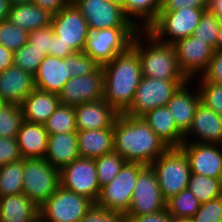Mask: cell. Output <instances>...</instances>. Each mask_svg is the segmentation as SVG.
Masks as SVG:
<instances>
[{"label": "cell", "instance_id": "cell-36", "mask_svg": "<svg viewBox=\"0 0 222 222\" xmlns=\"http://www.w3.org/2000/svg\"><path fill=\"white\" fill-rule=\"evenodd\" d=\"M46 55L30 43H26L14 52L13 64L18 68L35 75Z\"/></svg>", "mask_w": 222, "mask_h": 222}, {"label": "cell", "instance_id": "cell-25", "mask_svg": "<svg viewBox=\"0 0 222 222\" xmlns=\"http://www.w3.org/2000/svg\"><path fill=\"white\" fill-rule=\"evenodd\" d=\"M79 157L77 132L49 135L45 160L53 167L61 170Z\"/></svg>", "mask_w": 222, "mask_h": 222}, {"label": "cell", "instance_id": "cell-1", "mask_svg": "<svg viewBox=\"0 0 222 222\" xmlns=\"http://www.w3.org/2000/svg\"><path fill=\"white\" fill-rule=\"evenodd\" d=\"M113 131L114 151L126 162L151 165L170 148L142 117L118 114L113 124Z\"/></svg>", "mask_w": 222, "mask_h": 222}, {"label": "cell", "instance_id": "cell-18", "mask_svg": "<svg viewBox=\"0 0 222 222\" xmlns=\"http://www.w3.org/2000/svg\"><path fill=\"white\" fill-rule=\"evenodd\" d=\"M71 78L70 55L64 59L46 55L34 75V82L36 89L58 95Z\"/></svg>", "mask_w": 222, "mask_h": 222}, {"label": "cell", "instance_id": "cell-3", "mask_svg": "<svg viewBox=\"0 0 222 222\" xmlns=\"http://www.w3.org/2000/svg\"><path fill=\"white\" fill-rule=\"evenodd\" d=\"M141 35L146 37L145 46L143 40L141 41L143 39ZM131 47L138 53L142 76L154 79L188 80L179 67L173 45L159 41L148 30H138Z\"/></svg>", "mask_w": 222, "mask_h": 222}, {"label": "cell", "instance_id": "cell-6", "mask_svg": "<svg viewBox=\"0 0 222 222\" xmlns=\"http://www.w3.org/2000/svg\"><path fill=\"white\" fill-rule=\"evenodd\" d=\"M23 194L40 207L60 186V170L45 158H23Z\"/></svg>", "mask_w": 222, "mask_h": 222}, {"label": "cell", "instance_id": "cell-35", "mask_svg": "<svg viewBox=\"0 0 222 222\" xmlns=\"http://www.w3.org/2000/svg\"><path fill=\"white\" fill-rule=\"evenodd\" d=\"M126 160L113 151L95 159L100 188L109 184L120 172Z\"/></svg>", "mask_w": 222, "mask_h": 222}, {"label": "cell", "instance_id": "cell-12", "mask_svg": "<svg viewBox=\"0 0 222 222\" xmlns=\"http://www.w3.org/2000/svg\"><path fill=\"white\" fill-rule=\"evenodd\" d=\"M166 209L157 175L151 165H145L138 173L136 186L125 216H141Z\"/></svg>", "mask_w": 222, "mask_h": 222}, {"label": "cell", "instance_id": "cell-20", "mask_svg": "<svg viewBox=\"0 0 222 222\" xmlns=\"http://www.w3.org/2000/svg\"><path fill=\"white\" fill-rule=\"evenodd\" d=\"M74 109L77 130L110 128L119 114L105 99L79 104Z\"/></svg>", "mask_w": 222, "mask_h": 222}, {"label": "cell", "instance_id": "cell-8", "mask_svg": "<svg viewBox=\"0 0 222 222\" xmlns=\"http://www.w3.org/2000/svg\"><path fill=\"white\" fill-rule=\"evenodd\" d=\"M205 11L206 9L188 7L180 10L160 11L156 21L147 30L159 41L173 44L193 35Z\"/></svg>", "mask_w": 222, "mask_h": 222}, {"label": "cell", "instance_id": "cell-14", "mask_svg": "<svg viewBox=\"0 0 222 222\" xmlns=\"http://www.w3.org/2000/svg\"><path fill=\"white\" fill-rule=\"evenodd\" d=\"M91 30L113 27H135L121 7L108 0H72Z\"/></svg>", "mask_w": 222, "mask_h": 222}, {"label": "cell", "instance_id": "cell-52", "mask_svg": "<svg viewBox=\"0 0 222 222\" xmlns=\"http://www.w3.org/2000/svg\"><path fill=\"white\" fill-rule=\"evenodd\" d=\"M206 10L214 14L222 24V0H208Z\"/></svg>", "mask_w": 222, "mask_h": 222}, {"label": "cell", "instance_id": "cell-37", "mask_svg": "<svg viewBox=\"0 0 222 222\" xmlns=\"http://www.w3.org/2000/svg\"><path fill=\"white\" fill-rule=\"evenodd\" d=\"M23 119L20 104H9L0 111V137L16 138Z\"/></svg>", "mask_w": 222, "mask_h": 222}, {"label": "cell", "instance_id": "cell-4", "mask_svg": "<svg viewBox=\"0 0 222 222\" xmlns=\"http://www.w3.org/2000/svg\"><path fill=\"white\" fill-rule=\"evenodd\" d=\"M138 30L136 27L89 29L83 52L103 66L131 47Z\"/></svg>", "mask_w": 222, "mask_h": 222}, {"label": "cell", "instance_id": "cell-27", "mask_svg": "<svg viewBox=\"0 0 222 222\" xmlns=\"http://www.w3.org/2000/svg\"><path fill=\"white\" fill-rule=\"evenodd\" d=\"M113 125L105 129L78 130L80 157L96 159L114 151Z\"/></svg>", "mask_w": 222, "mask_h": 222}, {"label": "cell", "instance_id": "cell-32", "mask_svg": "<svg viewBox=\"0 0 222 222\" xmlns=\"http://www.w3.org/2000/svg\"><path fill=\"white\" fill-rule=\"evenodd\" d=\"M23 158L0 167V197L23 192Z\"/></svg>", "mask_w": 222, "mask_h": 222}, {"label": "cell", "instance_id": "cell-51", "mask_svg": "<svg viewBox=\"0 0 222 222\" xmlns=\"http://www.w3.org/2000/svg\"><path fill=\"white\" fill-rule=\"evenodd\" d=\"M14 52L0 45V72L13 65Z\"/></svg>", "mask_w": 222, "mask_h": 222}, {"label": "cell", "instance_id": "cell-44", "mask_svg": "<svg viewBox=\"0 0 222 222\" xmlns=\"http://www.w3.org/2000/svg\"><path fill=\"white\" fill-rule=\"evenodd\" d=\"M54 31L51 25L39 28L29 33L28 43L33 45L45 55L51 56V37Z\"/></svg>", "mask_w": 222, "mask_h": 222}, {"label": "cell", "instance_id": "cell-33", "mask_svg": "<svg viewBox=\"0 0 222 222\" xmlns=\"http://www.w3.org/2000/svg\"><path fill=\"white\" fill-rule=\"evenodd\" d=\"M44 126L49 135L77 132L74 106L59 104Z\"/></svg>", "mask_w": 222, "mask_h": 222}, {"label": "cell", "instance_id": "cell-5", "mask_svg": "<svg viewBox=\"0 0 222 222\" xmlns=\"http://www.w3.org/2000/svg\"><path fill=\"white\" fill-rule=\"evenodd\" d=\"M151 167L165 200L188 188L191 171L188 158L180 148H169L151 163Z\"/></svg>", "mask_w": 222, "mask_h": 222}, {"label": "cell", "instance_id": "cell-9", "mask_svg": "<svg viewBox=\"0 0 222 222\" xmlns=\"http://www.w3.org/2000/svg\"><path fill=\"white\" fill-rule=\"evenodd\" d=\"M93 205L86 196L60 185L39 207V217L44 222H79Z\"/></svg>", "mask_w": 222, "mask_h": 222}, {"label": "cell", "instance_id": "cell-28", "mask_svg": "<svg viewBox=\"0 0 222 222\" xmlns=\"http://www.w3.org/2000/svg\"><path fill=\"white\" fill-rule=\"evenodd\" d=\"M39 207L25 194L0 197V222H34Z\"/></svg>", "mask_w": 222, "mask_h": 222}, {"label": "cell", "instance_id": "cell-54", "mask_svg": "<svg viewBox=\"0 0 222 222\" xmlns=\"http://www.w3.org/2000/svg\"><path fill=\"white\" fill-rule=\"evenodd\" d=\"M216 50L222 51V24L220 25V29L217 34Z\"/></svg>", "mask_w": 222, "mask_h": 222}, {"label": "cell", "instance_id": "cell-45", "mask_svg": "<svg viewBox=\"0 0 222 222\" xmlns=\"http://www.w3.org/2000/svg\"><path fill=\"white\" fill-rule=\"evenodd\" d=\"M21 158L16 138L0 137V167Z\"/></svg>", "mask_w": 222, "mask_h": 222}, {"label": "cell", "instance_id": "cell-39", "mask_svg": "<svg viewBox=\"0 0 222 222\" xmlns=\"http://www.w3.org/2000/svg\"><path fill=\"white\" fill-rule=\"evenodd\" d=\"M220 25L218 18L206 10L195 28L193 36L201 41H205L216 51V39Z\"/></svg>", "mask_w": 222, "mask_h": 222}, {"label": "cell", "instance_id": "cell-56", "mask_svg": "<svg viewBox=\"0 0 222 222\" xmlns=\"http://www.w3.org/2000/svg\"><path fill=\"white\" fill-rule=\"evenodd\" d=\"M172 222H193L191 218H175L172 217Z\"/></svg>", "mask_w": 222, "mask_h": 222}, {"label": "cell", "instance_id": "cell-24", "mask_svg": "<svg viewBox=\"0 0 222 222\" xmlns=\"http://www.w3.org/2000/svg\"><path fill=\"white\" fill-rule=\"evenodd\" d=\"M49 134L43 124L23 121L16 136L22 158H45Z\"/></svg>", "mask_w": 222, "mask_h": 222}, {"label": "cell", "instance_id": "cell-7", "mask_svg": "<svg viewBox=\"0 0 222 222\" xmlns=\"http://www.w3.org/2000/svg\"><path fill=\"white\" fill-rule=\"evenodd\" d=\"M144 164L125 162L117 176L101 188L96 205L126 215L137 182L139 171Z\"/></svg>", "mask_w": 222, "mask_h": 222}, {"label": "cell", "instance_id": "cell-41", "mask_svg": "<svg viewBox=\"0 0 222 222\" xmlns=\"http://www.w3.org/2000/svg\"><path fill=\"white\" fill-rule=\"evenodd\" d=\"M191 219L193 222H220L222 220V196L202 203Z\"/></svg>", "mask_w": 222, "mask_h": 222}, {"label": "cell", "instance_id": "cell-47", "mask_svg": "<svg viewBox=\"0 0 222 222\" xmlns=\"http://www.w3.org/2000/svg\"><path fill=\"white\" fill-rule=\"evenodd\" d=\"M208 0H163L160 11H173L183 8L207 9Z\"/></svg>", "mask_w": 222, "mask_h": 222}, {"label": "cell", "instance_id": "cell-30", "mask_svg": "<svg viewBox=\"0 0 222 222\" xmlns=\"http://www.w3.org/2000/svg\"><path fill=\"white\" fill-rule=\"evenodd\" d=\"M162 2L163 0H126L123 11L136 28L147 30L158 18ZM137 18L140 19L139 22ZM140 21L144 23L142 26Z\"/></svg>", "mask_w": 222, "mask_h": 222}, {"label": "cell", "instance_id": "cell-29", "mask_svg": "<svg viewBox=\"0 0 222 222\" xmlns=\"http://www.w3.org/2000/svg\"><path fill=\"white\" fill-rule=\"evenodd\" d=\"M52 15L31 3L14 4L9 12V21L28 33L51 24Z\"/></svg>", "mask_w": 222, "mask_h": 222}, {"label": "cell", "instance_id": "cell-43", "mask_svg": "<svg viewBox=\"0 0 222 222\" xmlns=\"http://www.w3.org/2000/svg\"><path fill=\"white\" fill-rule=\"evenodd\" d=\"M79 222H126L124 214L94 205Z\"/></svg>", "mask_w": 222, "mask_h": 222}, {"label": "cell", "instance_id": "cell-48", "mask_svg": "<svg viewBox=\"0 0 222 222\" xmlns=\"http://www.w3.org/2000/svg\"><path fill=\"white\" fill-rule=\"evenodd\" d=\"M126 222H172V216L166 209L141 216H125Z\"/></svg>", "mask_w": 222, "mask_h": 222}, {"label": "cell", "instance_id": "cell-42", "mask_svg": "<svg viewBox=\"0 0 222 222\" xmlns=\"http://www.w3.org/2000/svg\"><path fill=\"white\" fill-rule=\"evenodd\" d=\"M100 65L84 52H75L70 55L72 77L94 73Z\"/></svg>", "mask_w": 222, "mask_h": 222}, {"label": "cell", "instance_id": "cell-10", "mask_svg": "<svg viewBox=\"0 0 222 222\" xmlns=\"http://www.w3.org/2000/svg\"><path fill=\"white\" fill-rule=\"evenodd\" d=\"M189 80L154 79L142 76L129 109L124 113L142 117L148 111L167 105L178 88Z\"/></svg>", "mask_w": 222, "mask_h": 222}, {"label": "cell", "instance_id": "cell-15", "mask_svg": "<svg viewBox=\"0 0 222 222\" xmlns=\"http://www.w3.org/2000/svg\"><path fill=\"white\" fill-rule=\"evenodd\" d=\"M172 45L182 73L188 80L191 79V82L195 75L199 74L200 77L206 71L215 51L205 41H201L193 35Z\"/></svg>", "mask_w": 222, "mask_h": 222}, {"label": "cell", "instance_id": "cell-59", "mask_svg": "<svg viewBox=\"0 0 222 222\" xmlns=\"http://www.w3.org/2000/svg\"><path fill=\"white\" fill-rule=\"evenodd\" d=\"M34 222H44L40 217H38Z\"/></svg>", "mask_w": 222, "mask_h": 222}, {"label": "cell", "instance_id": "cell-34", "mask_svg": "<svg viewBox=\"0 0 222 222\" xmlns=\"http://www.w3.org/2000/svg\"><path fill=\"white\" fill-rule=\"evenodd\" d=\"M200 205L201 203L188 188L166 200V210L175 218H192Z\"/></svg>", "mask_w": 222, "mask_h": 222}, {"label": "cell", "instance_id": "cell-58", "mask_svg": "<svg viewBox=\"0 0 222 222\" xmlns=\"http://www.w3.org/2000/svg\"><path fill=\"white\" fill-rule=\"evenodd\" d=\"M11 4L31 3L32 0H10Z\"/></svg>", "mask_w": 222, "mask_h": 222}, {"label": "cell", "instance_id": "cell-55", "mask_svg": "<svg viewBox=\"0 0 222 222\" xmlns=\"http://www.w3.org/2000/svg\"><path fill=\"white\" fill-rule=\"evenodd\" d=\"M109 2L118 5L122 9L126 6V0H108Z\"/></svg>", "mask_w": 222, "mask_h": 222}, {"label": "cell", "instance_id": "cell-49", "mask_svg": "<svg viewBox=\"0 0 222 222\" xmlns=\"http://www.w3.org/2000/svg\"><path fill=\"white\" fill-rule=\"evenodd\" d=\"M72 0H32V3L47 11L52 16L68 6Z\"/></svg>", "mask_w": 222, "mask_h": 222}, {"label": "cell", "instance_id": "cell-40", "mask_svg": "<svg viewBox=\"0 0 222 222\" xmlns=\"http://www.w3.org/2000/svg\"><path fill=\"white\" fill-rule=\"evenodd\" d=\"M201 103L222 115V84L208 81H198Z\"/></svg>", "mask_w": 222, "mask_h": 222}, {"label": "cell", "instance_id": "cell-2", "mask_svg": "<svg viewBox=\"0 0 222 222\" xmlns=\"http://www.w3.org/2000/svg\"><path fill=\"white\" fill-rule=\"evenodd\" d=\"M104 99L119 113H125L132 104L142 79L138 53L130 47L102 66Z\"/></svg>", "mask_w": 222, "mask_h": 222}, {"label": "cell", "instance_id": "cell-31", "mask_svg": "<svg viewBox=\"0 0 222 222\" xmlns=\"http://www.w3.org/2000/svg\"><path fill=\"white\" fill-rule=\"evenodd\" d=\"M188 189L202 204L222 196V180L190 173Z\"/></svg>", "mask_w": 222, "mask_h": 222}, {"label": "cell", "instance_id": "cell-26", "mask_svg": "<svg viewBox=\"0 0 222 222\" xmlns=\"http://www.w3.org/2000/svg\"><path fill=\"white\" fill-rule=\"evenodd\" d=\"M142 118L170 148H179L184 142V134L177 128L166 105L148 111Z\"/></svg>", "mask_w": 222, "mask_h": 222}, {"label": "cell", "instance_id": "cell-50", "mask_svg": "<svg viewBox=\"0 0 222 222\" xmlns=\"http://www.w3.org/2000/svg\"><path fill=\"white\" fill-rule=\"evenodd\" d=\"M75 52L71 49V47H66L60 39L53 34L51 37V56L66 58L67 56L74 54Z\"/></svg>", "mask_w": 222, "mask_h": 222}, {"label": "cell", "instance_id": "cell-23", "mask_svg": "<svg viewBox=\"0 0 222 222\" xmlns=\"http://www.w3.org/2000/svg\"><path fill=\"white\" fill-rule=\"evenodd\" d=\"M59 104L57 94L35 88L20 105L25 121L44 125Z\"/></svg>", "mask_w": 222, "mask_h": 222}, {"label": "cell", "instance_id": "cell-17", "mask_svg": "<svg viewBox=\"0 0 222 222\" xmlns=\"http://www.w3.org/2000/svg\"><path fill=\"white\" fill-rule=\"evenodd\" d=\"M179 148L188 158L191 173L222 180V148L219 144L188 141Z\"/></svg>", "mask_w": 222, "mask_h": 222}, {"label": "cell", "instance_id": "cell-38", "mask_svg": "<svg viewBox=\"0 0 222 222\" xmlns=\"http://www.w3.org/2000/svg\"><path fill=\"white\" fill-rule=\"evenodd\" d=\"M29 33L13 24L9 19L0 22V45L12 52L17 51L28 42Z\"/></svg>", "mask_w": 222, "mask_h": 222}, {"label": "cell", "instance_id": "cell-16", "mask_svg": "<svg viewBox=\"0 0 222 222\" xmlns=\"http://www.w3.org/2000/svg\"><path fill=\"white\" fill-rule=\"evenodd\" d=\"M60 104L77 106L104 99V75L102 66L94 73L72 77L58 94Z\"/></svg>", "mask_w": 222, "mask_h": 222}, {"label": "cell", "instance_id": "cell-21", "mask_svg": "<svg viewBox=\"0 0 222 222\" xmlns=\"http://www.w3.org/2000/svg\"><path fill=\"white\" fill-rule=\"evenodd\" d=\"M35 88L34 75L14 64L0 72V94L10 104H21Z\"/></svg>", "mask_w": 222, "mask_h": 222}, {"label": "cell", "instance_id": "cell-57", "mask_svg": "<svg viewBox=\"0 0 222 222\" xmlns=\"http://www.w3.org/2000/svg\"><path fill=\"white\" fill-rule=\"evenodd\" d=\"M10 103H8L0 94V111L6 108Z\"/></svg>", "mask_w": 222, "mask_h": 222}, {"label": "cell", "instance_id": "cell-53", "mask_svg": "<svg viewBox=\"0 0 222 222\" xmlns=\"http://www.w3.org/2000/svg\"><path fill=\"white\" fill-rule=\"evenodd\" d=\"M11 6L10 0H0V22L8 19Z\"/></svg>", "mask_w": 222, "mask_h": 222}, {"label": "cell", "instance_id": "cell-46", "mask_svg": "<svg viewBox=\"0 0 222 222\" xmlns=\"http://www.w3.org/2000/svg\"><path fill=\"white\" fill-rule=\"evenodd\" d=\"M201 76L200 81L222 84V51H214L206 71Z\"/></svg>", "mask_w": 222, "mask_h": 222}, {"label": "cell", "instance_id": "cell-11", "mask_svg": "<svg viewBox=\"0 0 222 222\" xmlns=\"http://www.w3.org/2000/svg\"><path fill=\"white\" fill-rule=\"evenodd\" d=\"M60 185L94 203L100 193L95 159L79 157L60 170Z\"/></svg>", "mask_w": 222, "mask_h": 222}, {"label": "cell", "instance_id": "cell-13", "mask_svg": "<svg viewBox=\"0 0 222 222\" xmlns=\"http://www.w3.org/2000/svg\"><path fill=\"white\" fill-rule=\"evenodd\" d=\"M50 25L66 47H71L74 52H83L89 27L72 2L51 17Z\"/></svg>", "mask_w": 222, "mask_h": 222}, {"label": "cell", "instance_id": "cell-22", "mask_svg": "<svg viewBox=\"0 0 222 222\" xmlns=\"http://www.w3.org/2000/svg\"><path fill=\"white\" fill-rule=\"evenodd\" d=\"M190 81L181 85L166 105L177 128L183 134L189 130L196 109L201 102L199 91L190 93L189 88H187Z\"/></svg>", "mask_w": 222, "mask_h": 222}, {"label": "cell", "instance_id": "cell-19", "mask_svg": "<svg viewBox=\"0 0 222 222\" xmlns=\"http://www.w3.org/2000/svg\"><path fill=\"white\" fill-rule=\"evenodd\" d=\"M190 134L197 136L196 139L190 141L192 143L219 144L222 146V115L217 114L200 102L191 126L184 134V142H188Z\"/></svg>", "mask_w": 222, "mask_h": 222}]
</instances>
